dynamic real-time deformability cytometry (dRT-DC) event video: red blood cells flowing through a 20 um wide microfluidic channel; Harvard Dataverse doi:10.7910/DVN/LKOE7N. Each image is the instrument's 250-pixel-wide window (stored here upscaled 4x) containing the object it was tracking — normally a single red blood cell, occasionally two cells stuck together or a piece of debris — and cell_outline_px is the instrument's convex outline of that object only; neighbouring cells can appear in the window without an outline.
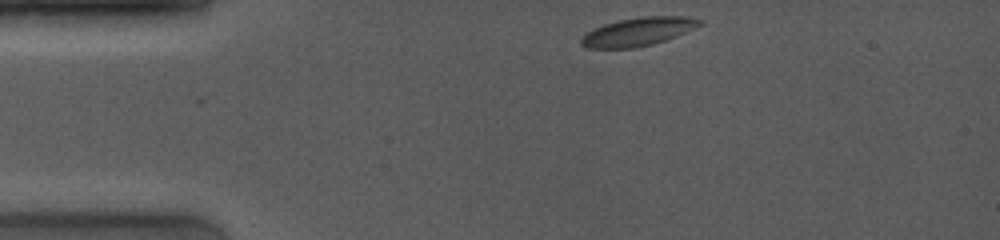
{"species": "common noctule bat (a hibernating species)", "species_latin": "Nyctalus noctula", "temperature_condition": "room temperature", "stored_images_in_passage": 14, "camera_frame_rate_fps": 4000, "um_per_image_px": 0.085, "animal": {"sex": "female", "body_mass_g": 19.0, "forearm_length_mm": 53.3}, "frame": {"image": 1, "passage_image": 1, "time_ms": 0.0, "image_size_px": [1000, 240], "cell_outline_px": [[700, 24], [676, 36], [652, 44], [632, 48], [588, 48], [580, 44], [580, 40], [588, 32], [604, 24], [616, 20], [640, 16], [684, 16], [700, 20]], "centroid_in_image_um": [54.18, 2.69], "position_along_channel_um": 30.8, "area_um2": 19.19}}
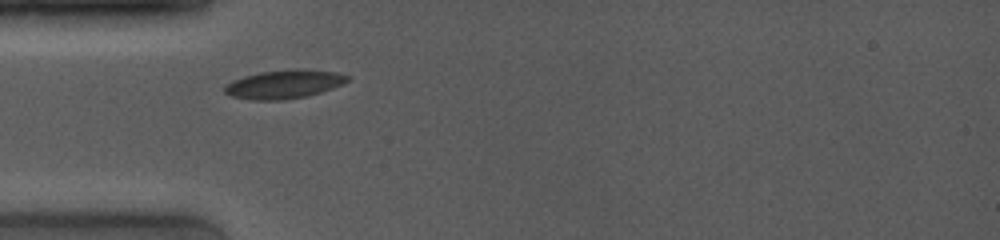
{"frame": {"image": 2, "passage_image": 13, "time_ms": 2.0, "image_size_px": [1000, 240], "cell_outline_px": [[348, 80], [344, 84], [308, 96], [284, 100], [252, 100], [232, 96], [224, 92], [224, 88], [232, 80], [244, 76], [260, 72], [300, 68], [304, 68], [340, 72], [348, 76]], "centroid_in_image_um": [24.19, 7.15], "position_along_channel_um": 60.8, "area_um2": 20.63}}